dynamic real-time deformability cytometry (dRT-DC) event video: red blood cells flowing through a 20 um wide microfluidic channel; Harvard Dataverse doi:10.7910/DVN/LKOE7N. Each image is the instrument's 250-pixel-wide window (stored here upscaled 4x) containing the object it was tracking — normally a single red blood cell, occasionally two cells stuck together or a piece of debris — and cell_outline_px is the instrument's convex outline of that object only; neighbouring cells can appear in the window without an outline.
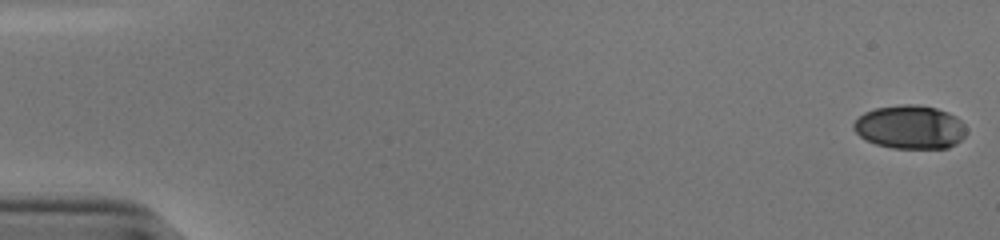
{"species": "human", "species_latin": "Homo sapiens", "temperature_condition": "cold", "stored_images_in_passage": 54, "camera_frame_rate_fps": 3000, "um_per_image_px": 0.085, "donor": {"sex": "male"}, "frame": {"image": 1, "passage_image": 1, "time_ms": 0.0, "image_size_px": [1000, 240], "cell_outline_px": [[968, 132], [956, 144], [948, 148], [892, 148], [876, 144], [860, 136], [852, 128], [852, 124], [864, 112], [876, 108], [900, 104], [916, 104], [936, 108], [948, 112], [956, 116], [968, 128]], "centroid_in_image_um": [77.38, 10.8], "position_along_channel_um": 7.6, "area_um2": 28.78}}
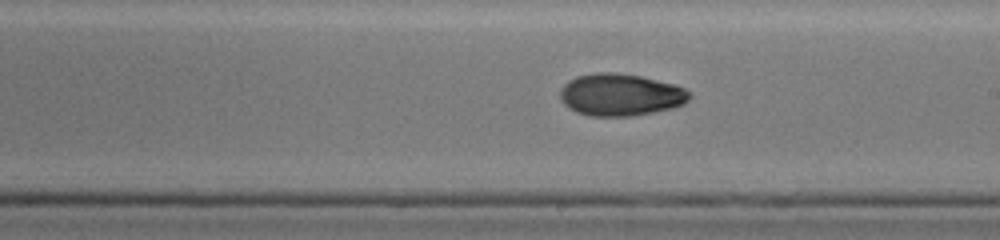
{"frame": {"image": 2, "passage_image": 32, "time_ms": 10.333, "image_size_px": [1000, 240], "cell_outline_px": [[692, 96], [684, 104], [672, 108], [632, 116], [592, 116], [576, 112], [568, 108], [560, 100], [560, 88], [568, 80], [576, 76], [596, 72], [612, 72], [640, 76], [672, 84], [684, 88], [692, 92]], "centroid_in_image_um": [52.72, 8.05], "position_along_channel_um": 236.3, "area_um2": 31.91}}
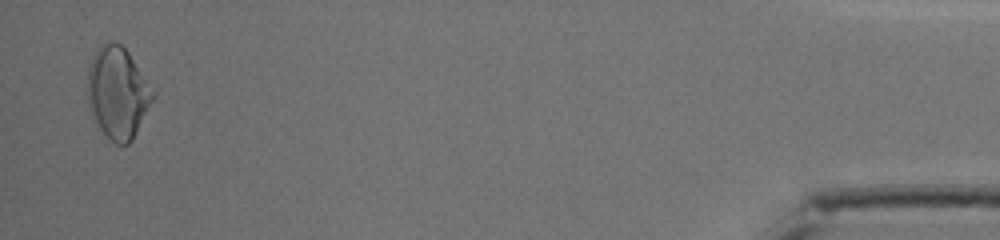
{"frame": {"image": 3, "passage_image": 53, "time_ms": 17.333, "image_size_px": [1000, 240], "cell_outline_px": [[156, 92], [132, 140], [128, 144], [116, 144], [100, 128], [96, 120], [84, 92], [84, 84], [88, 68], [92, 56], [96, 48], [104, 40], [120, 44], [128, 52]], "centroid_in_image_um": [9.96, 7.81], "position_along_channel_um": 425.2, "area_um2": 34.97}, "authors_computed_cell_mechanics": {"area_um2": 30.923, "velocity_mm_per_s": 3.8544, "shape_relaxation_time_tau1_ms": 8.6446, "shape_relaxation_time_tau2_ms": 2.0458, "deformation_change_tau1": 0.2104, "deformation_change_tau2": 0.0597}}